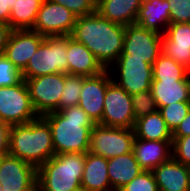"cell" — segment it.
Listing matches in <instances>:
<instances>
[{
    "mask_svg": "<svg viewBox=\"0 0 190 191\" xmlns=\"http://www.w3.org/2000/svg\"><path fill=\"white\" fill-rule=\"evenodd\" d=\"M32 106L38 116L58 111L65 83V73L42 75L25 80Z\"/></svg>",
    "mask_w": 190,
    "mask_h": 191,
    "instance_id": "obj_9",
    "label": "cell"
},
{
    "mask_svg": "<svg viewBox=\"0 0 190 191\" xmlns=\"http://www.w3.org/2000/svg\"><path fill=\"white\" fill-rule=\"evenodd\" d=\"M133 129L95 124L90 134L89 152L111 159L132 152Z\"/></svg>",
    "mask_w": 190,
    "mask_h": 191,
    "instance_id": "obj_8",
    "label": "cell"
},
{
    "mask_svg": "<svg viewBox=\"0 0 190 191\" xmlns=\"http://www.w3.org/2000/svg\"><path fill=\"white\" fill-rule=\"evenodd\" d=\"M151 91L158 110L176 102H190V77L183 80H153Z\"/></svg>",
    "mask_w": 190,
    "mask_h": 191,
    "instance_id": "obj_22",
    "label": "cell"
},
{
    "mask_svg": "<svg viewBox=\"0 0 190 191\" xmlns=\"http://www.w3.org/2000/svg\"><path fill=\"white\" fill-rule=\"evenodd\" d=\"M39 116L35 112L27 84L0 87V120L11 125L29 123Z\"/></svg>",
    "mask_w": 190,
    "mask_h": 191,
    "instance_id": "obj_7",
    "label": "cell"
},
{
    "mask_svg": "<svg viewBox=\"0 0 190 191\" xmlns=\"http://www.w3.org/2000/svg\"><path fill=\"white\" fill-rule=\"evenodd\" d=\"M16 0H0V22L9 24L11 8Z\"/></svg>",
    "mask_w": 190,
    "mask_h": 191,
    "instance_id": "obj_36",
    "label": "cell"
},
{
    "mask_svg": "<svg viewBox=\"0 0 190 191\" xmlns=\"http://www.w3.org/2000/svg\"><path fill=\"white\" fill-rule=\"evenodd\" d=\"M172 157L182 164H190V136L173 137Z\"/></svg>",
    "mask_w": 190,
    "mask_h": 191,
    "instance_id": "obj_35",
    "label": "cell"
},
{
    "mask_svg": "<svg viewBox=\"0 0 190 191\" xmlns=\"http://www.w3.org/2000/svg\"><path fill=\"white\" fill-rule=\"evenodd\" d=\"M153 80H183L188 69L161 53L153 64Z\"/></svg>",
    "mask_w": 190,
    "mask_h": 191,
    "instance_id": "obj_27",
    "label": "cell"
},
{
    "mask_svg": "<svg viewBox=\"0 0 190 191\" xmlns=\"http://www.w3.org/2000/svg\"><path fill=\"white\" fill-rule=\"evenodd\" d=\"M131 100L136 119L158 110L151 90L133 94L131 95Z\"/></svg>",
    "mask_w": 190,
    "mask_h": 191,
    "instance_id": "obj_30",
    "label": "cell"
},
{
    "mask_svg": "<svg viewBox=\"0 0 190 191\" xmlns=\"http://www.w3.org/2000/svg\"><path fill=\"white\" fill-rule=\"evenodd\" d=\"M118 191H159L151 170H144Z\"/></svg>",
    "mask_w": 190,
    "mask_h": 191,
    "instance_id": "obj_31",
    "label": "cell"
},
{
    "mask_svg": "<svg viewBox=\"0 0 190 191\" xmlns=\"http://www.w3.org/2000/svg\"><path fill=\"white\" fill-rule=\"evenodd\" d=\"M103 104L104 111L99 124L125 129L134 128L136 118L131 95L113 80L107 86Z\"/></svg>",
    "mask_w": 190,
    "mask_h": 191,
    "instance_id": "obj_10",
    "label": "cell"
},
{
    "mask_svg": "<svg viewBox=\"0 0 190 191\" xmlns=\"http://www.w3.org/2000/svg\"><path fill=\"white\" fill-rule=\"evenodd\" d=\"M190 110V102H176L159 109L168 128L173 133Z\"/></svg>",
    "mask_w": 190,
    "mask_h": 191,
    "instance_id": "obj_29",
    "label": "cell"
},
{
    "mask_svg": "<svg viewBox=\"0 0 190 191\" xmlns=\"http://www.w3.org/2000/svg\"><path fill=\"white\" fill-rule=\"evenodd\" d=\"M12 30L13 29L9 24L0 22V54L4 53L5 46L8 43Z\"/></svg>",
    "mask_w": 190,
    "mask_h": 191,
    "instance_id": "obj_38",
    "label": "cell"
},
{
    "mask_svg": "<svg viewBox=\"0 0 190 191\" xmlns=\"http://www.w3.org/2000/svg\"><path fill=\"white\" fill-rule=\"evenodd\" d=\"M114 67L117 72L113 76ZM108 69L111 71L112 80L130 95L151 90L153 65L142 59L131 58V55L124 50ZM116 74H118L117 77ZM114 78H118V80Z\"/></svg>",
    "mask_w": 190,
    "mask_h": 191,
    "instance_id": "obj_6",
    "label": "cell"
},
{
    "mask_svg": "<svg viewBox=\"0 0 190 191\" xmlns=\"http://www.w3.org/2000/svg\"><path fill=\"white\" fill-rule=\"evenodd\" d=\"M112 81L111 72L106 69L95 76H83V85L78 106L95 124H99L104 111V99L108 84Z\"/></svg>",
    "mask_w": 190,
    "mask_h": 191,
    "instance_id": "obj_14",
    "label": "cell"
},
{
    "mask_svg": "<svg viewBox=\"0 0 190 191\" xmlns=\"http://www.w3.org/2000/svg\"><path fill=\"white\" fill-rule=\"evenodd\" d=\"M67 62L68 74L95 76L106 68L93 55V53L82 43L67 36Z\"/></svg>",
    "mask_w": 190,
    "mask_h": 191,
    "instance_id": "obj_17",
    "label": "cell"
},
{
    "mask_svg": "<svg viewBox=\"0 0 190 191\" xmlns=\"http://www.w3.org/2000/svg\"><path fill=\"white\" fill-rule=\"evenodd\" d=\"M190 136V110L186 117L181 121L180 125L173 132V137Z\"/></svg>",
    "mask_w": 190,
    "mask_h": 191,
    "instance_id": "obj_37",
    "label": "cell"
},
{
    "mask_svg": "<svg viewBox=\"0 0 190 191\" xmlns=\"http://www.w3.org/2000/svg\"><path fill=\"white\" fill-rule=\"evenodd\" d=\"M8 153L36 168L40 167L55 155L48 123L39 116L29 123L11 125Z\"/></svg>",
    "mask_w": 190,
    "mask_h": 191,
    "instance_id": "obj_3",
    "label": "cell"
},
{
    "mask_svg": "<svg viewBox=\"0 0 190 191\" xmlns=\"http://www.w3.org/2000/svg\"><path fill=\"white\" fill-rule=\"evenodd\" d=\"M77 16L65 6L44 0L31 29L44 37L70 36Z\"/></svg>",
    "mask_w": 190,
    "mask_h": 191,
    "instance_id": "obj_11",
    "label": "cell"
},
{
    "mask_svg": "<svg viewBox=\"0 0 190 191\" xmlns=\"http://www.w3.org/2000/svg\"><path fill=\"white\" fill-rule=\"evenodd\" d=\"M10 125L0 120V150H8Z\"/></svg>",
    "mask_w": 190,
    "mask_h": 191,
    "instance_id": "obj_39",
    "label": "cell"
},
{
    "mask_svg": "<svg viewBox=\"0 0 190 191\" xmlns=\"http://www.w3.org/2000/svg\"><path fill=\"white\" fill-rule=\"evenodd\" d=\"M108 159L85 153V165L81 179V189L85 191H113L107 172Z\"/></svg>",
    "mask_w": 190,
    "mask_h": 191,
    "instance_id": "obj_20",
    "label": "cell"
},
{
    "mask_svg": "<svg viewBox=\"0 0 190 191\" xmlns=\"http://www.w3.org/2000/svg\"><path fill=\"white\" fill-rule=\"evenodd\" d=\"M144 171L132 152L108 159V176L113 191H118Z\"/></svg>",
    "mask_w": 190,
    "mask_h": 191,
    "instance_id": "obj_24",
    "label": "cell"
},
{
    "mask_svg": "<svg viewBox=\"0 0 190 191\" xmlns=\"http://www.w3.org/2000/svg\"><path fill=\"white\" fill-rule=\"evenodd\" d=\"M8 153V150H0V163L2 161V159L4 158V156Z\"/></svg>",
    "mask_w": 190,
    "mask_h": 191,
    "instance_id": "obj_40",
    "label": "cell"
},
{
    "mask_svg": "<svg viewBox=\"0 0 190 191\" xmlns=\"http://www.w3.org/2000/svg\"><path fill=\"white\" fill-rule=\"evenodd\" d=\"M49 125L55 155L86 153L95 123L80 106L64 108L41 116Z\"/></svg>",
    "mask_w": 190,
    "mask_h": 191,
    "instance_id": "obj_2",
    "label": "cell"
},
{
    "mask_svg": "<svg viewBox=\"0 0 190 191\" xmlns=\"http://www.w3.org/2000/svg\"><path fill=\"white\" fill-rule=\"evenodd\" d=\"M162 53L190 69V23H170L162 35Z\"/></svg>",
    "mask_w": 190,
    "mask_h": 191,
    "instance_id": "obj_16",
    "label": "cell"
},
{
    "mask_svg": "<svg viewBox=\"0 0 190 191\" xmlns=\"http://www.w3.org/2000/svg\"><path fill=\"white\" fill-rule=\"evenodd\" d=\"M37 168L7 153L0 163V191H33Z\"/></svg>",
    "mask_w": 190,
    "mask_h": 191,
    "instance_id": "obj_13",
    "label": "cell"
},
{
    "mask_svg": "<svg viewBox=\"0 0 190 191\" xmlns=\"http://www.w3.org/2000/svg\"><path fill=\"white\" fill-rule=\"evenodd\" d=\"M44 0H16L11 8L9 25L13 30L32 29Z\"/></svg>",
    "mask_w": 190,
    "mask_h": 191,
    "instance_id": "obj_26",
    "label": "cell"
},
{
    "mask_svg": "<svg viewBox=\"0 0 190 191\" xmlns=\"http://www.w3.org/2000/svg\"><path fill=\"white\" fill-rule=\"evenodd\" d=\"M44 39L31 29L12 30L3 54L22 72Z\"/></svg>",
    "mask_w": 190,
    "mask_h": 191,
    "instance_id": "obj_15",
    "label": "cell"
},
{
    "mask_svg": "<svg viewBox=\"0 0 190 191\" xmlns=\"http://www.w3.org/2000/svg\"><path fill=\"white\" fill-rule=\"evenodd\" d=\"M170 23H190V0H168Z\"/></svg>",
    "mask_w": 190,
    "mask_h": 191,
    "instance_id": "obj_34",
    "label": "cell"
},
{
    "mask_svg": "<svg viewBox=\"0 0 190 191\" xmlns=\"http://www.w3.org/2000/svg\"><path fill=\"white\" fill-rule=\"evenodd\" d=\"M21 80V72L4 54H0V87L13 86Z\"/></svg>",
    "mask_w": 190,
    "mask_h": 191,
    "instance_id": "obj_32",
    "label": "cell"
},
{
    "mask_svg": "<svg viewBox=\"0 0 190 191\" xmlns=\"http://www.w3.org/2000/svg\"><path fill=\"white\" fill-rule=\"evenodd\" d=\"M125 26L102 17L97 11L79 16L70 37L84 44L108 69L123 50Z\"/></svg>",
    "mask_w": 190,
    "mask_h": 191,
    "instance_id": "obj_1",
    "label": "cell"
},
{
    "mask_svg": "<svg viewBox=\"0 0 190 191\" xmlns=\"http://www.w3.org/2000/svg\"><path fill=\"white\" fill-rule=\"evenodd\" d=\"M67 36L45 37L21 72L22 79L68 73Z\"/></svg>",
    "mask_w": 190,
    "mask_h": 191,
    "instance_id": "obj_5",
    "label": "cell"
},
{
    "mask_svg": "<svg viewBox=\"0 0 190 191\" xmlns=\"http://www.w3.org/2000/svg\"><path fill=\"white\" fill-rule=\"evenodd\" d=\"M65 6L68 10L74 13L77 17L86 16L96 12L97 0H51Z\"/></svg>",
    "mask_w": 190,
    "mask_h": 191,
    "instance_id": "obj_33",
    "label": "cell"
},
{
    "mask_svg": "<svg viewBox=\"0 0 190 191\" xmlns=\"http://www.w3.org/2000/svg\"><path fill=\"white\" fill-rule=\"evenodd\" d=\"M188 168H189V180H190V164L188 165Z\"/></svg>",
    "mask_w": 190,
    "mask_h": 191,
    "instance_id": "obj_41",
    "label": "cell"
},
{
    "mask_svg": "<svg viewBox=\"0 0 190 191\" xmlns=\"http://www.w3.org/2000/svg\"><path fill=\"white\" fill-rule=\"evenodd\" d=\"M83 76L65 73V83L59 100L58 111L77 106L80 100Z\"/></svg>",
    "mask_w": 190,
    "mask_h": 191,
    "instance_id": "obj_28",
    "label": "cell"
},
{
    "mask_svg": "<svg viewBox=\"0 0 190 191\" xmlns=\"http://www.w3.org/2000/svg\"><path fill=\"white\" fill-rule=\"evenodd\" d=\"M142 0H97L96 11L104 18L127 26L135 24Z\"/></svg>",
    "mask_w": 190,
    "mask_h": 191,
    "instance_id": "obj_23",
    "label": "cell"
},
{
    "mask_svg": "<svg viewBox=\"0 0 190 191\" xmlns=\"http://www.w3.org/2000/svg\"><path fill=\"white\" fill-rule=\"evenodd\" d=\"M133 154L143 170H153L172 157V141H150L135 138Z\"/></svg>",
    "mask_w": 190,
    "mask_h": 191,
    "instance_id": "obj_19",
    "label": "cell"
},
{
    "mask_svg": "<svg viewBox=\"0 0 190 191\" xmlns=\"http://www.w3.org/2000/svg\"><path fill=\"white\" fill-rule=\"evenodd\" d=\"M33 191H40L37 187Z\"/></svg>",
    "mask_w": 190,
    "mask_h": 191,
    "instance_id": "obj_42",
    "label": "cell"
},
{
    "mask_svg": "<svg viewBox=\"0 0 190 191\" xmlns=\"http://www.w3.org/2000/svg\"><path fill=\"white\" fill-rule=\"evenodd\" d=\"M123 50L153 65L162 53V35L137 24L125 26Z\"/></svg>",
    "mask_w": 190,
    "mask_h": 191,
    "instance_id": "obj_12",
    "label": "cell"
},
{
    "mask_svg": "<svg viewBox=\"0 0 190 191\" xmlns=\"http://www.w3.org/2000/svg\"><path fill=\"white\" fill-rule=\"evenodd\" d=\"M159 191H190L189 168L171 157L152 170Z\"/></svg>",
    "mask_w": 190,
    "mask_h": 191,
    "instance_id": "obj_18",
    "label": "cell"
},
{
    "mask_svg": "<svg viewBox=\"0 0 190 191\" xmlns=\"http://www.w3.org/2000/svg\"><path fill=\"white\" fill-rule=\"evenodd\" d=\"M135 24L163 35L170 24L168 0H142Z\"/></svg>",
    "mask_w": 190,
    "mask_h": 191,
    "instance_id": "obj_21",
    "label": "cell"
},
{
    "mask_svg": "<svg viewBox=\"0 0 190 191\" xmlns=\"http://www.w3.org/2000/svg\"><path fill=\"white\" fill-rule=\"evenodd\" d=\"M135 138L150 141H172L173 133L168 128L159 110L136 119L134 125Z\"/></svg>",
    "mask_w": 190,
    "mask_h": 191,
    "instance_id": "obj_25",
    "label": "cell"
},
{
    "mask_svg": "<svg viewBox=\"0 0 190 191\" xmlns=\"http://www.w3.org/2000/svg\"><path fill=\"white\" fill-rule=\"evenodd\" d=\"M85 165V153H64L51 157L37 168L40 191H78Z\"/></svg>",
    "mask_w": 190,
    "mask_h": 191,
    "instance_id": "obj_4",
    "label": "cell"
}]
</instances>
